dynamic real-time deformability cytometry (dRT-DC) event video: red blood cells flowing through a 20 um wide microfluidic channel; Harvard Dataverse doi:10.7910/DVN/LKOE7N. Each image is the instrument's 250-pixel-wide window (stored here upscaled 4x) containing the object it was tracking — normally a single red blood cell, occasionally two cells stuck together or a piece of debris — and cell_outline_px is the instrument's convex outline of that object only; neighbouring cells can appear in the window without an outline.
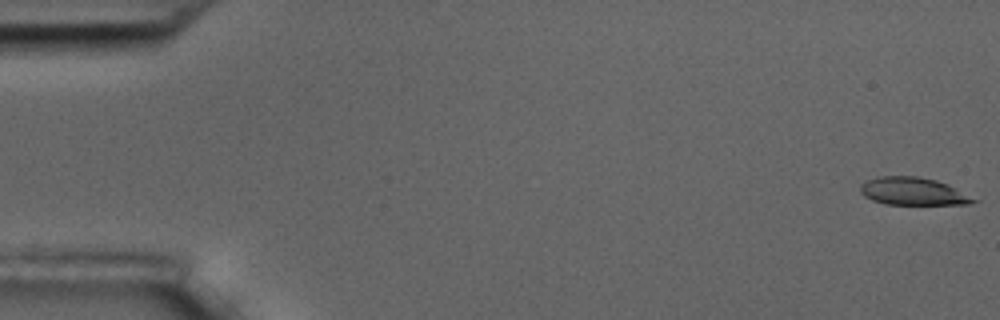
{"species": "common noctule bat (a hibernating species)", "species_latin": "Nyctalus noctula", "temperature_condition": "room temperature", "stored_images_in_passage": 56, "camera_frame_rate_fps": 3000, "um_per_image_px": 0.085, "animal": {"sex": "male", "body_mass_g": 17.5, "forearm_length_mm": 52.3}, "frame": {"image": 1, "passage_image": 1, "time_ms": 0.0, "image_size_px": [1000, 320], "cell_outline_px": [[980, 200], [968, 204], [884, 204], [872, 200], [864, 196], [860, 192], [860, 184], [868, 180], [880, 176], [916, 176], [936, 180], [948, 184]], "centroid_in_image_um": [77.61, 16.26], "position_along_channel_um": 7.4, "area_um2": 18.26}}
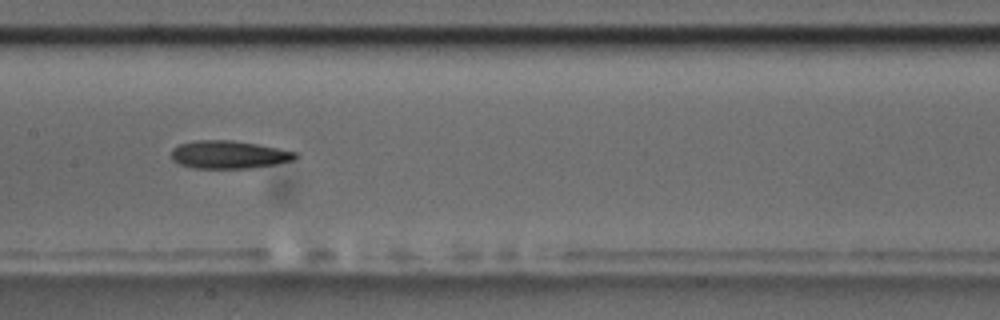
{"frame": {"image": 2, "passage_image": 28, "time_ms": 9.0, "image_size_px": [1000, 320], "cell_outline_px": [[300, 156], [296, 160], [276, 164], [252, 168], [192, 168], [180, 164], [172, 160], [172, 148], [180, 144], [196, 140], [232, 140], [280, 148], [300, 152]], "centroid_in_image_um": [19.53, 13.14], "position_along_channel_um": 187.9, "area_um2": 20.46}}
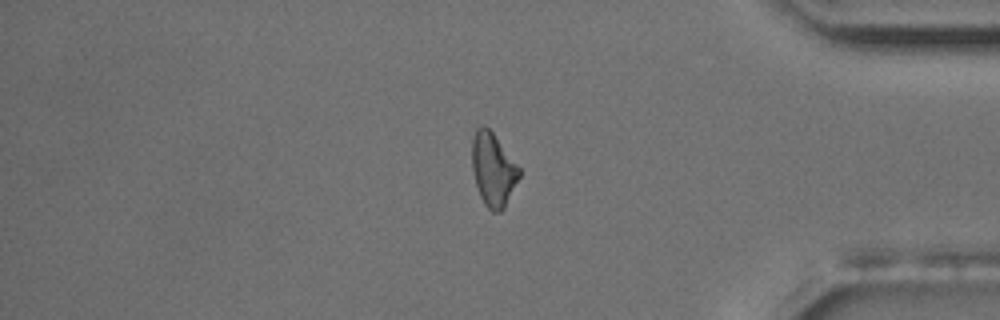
{"frame": {"image": 3, "passage_image": 47, "time_ms": 15.333, "image_size_px": [1000, 320], "cell_outline_px": [[520, 176], [504, 208], [500, 212], [492, 212], [484, 204], [480, 196], [476, 184], [472, 168], [472, 140], [476, 128], [480, 124], [484, 124], [492, 132], [520, 168]], "centroid_in_image_um": [41.9, 14.4], "position_along_channel_um": 393.3, "area_um2": 20.06}, "authors_computed_cell_mechanics": {"area_um2": 20.0566, "velocity_mm_per_s": 3.6479, "shape_relaxation_time_tau1_ms": 8.7625, "shape_relaxation_time_tau2_ms": null, "deformation_change_tau1": 0.1863, "deformation_change_tau2": null}}